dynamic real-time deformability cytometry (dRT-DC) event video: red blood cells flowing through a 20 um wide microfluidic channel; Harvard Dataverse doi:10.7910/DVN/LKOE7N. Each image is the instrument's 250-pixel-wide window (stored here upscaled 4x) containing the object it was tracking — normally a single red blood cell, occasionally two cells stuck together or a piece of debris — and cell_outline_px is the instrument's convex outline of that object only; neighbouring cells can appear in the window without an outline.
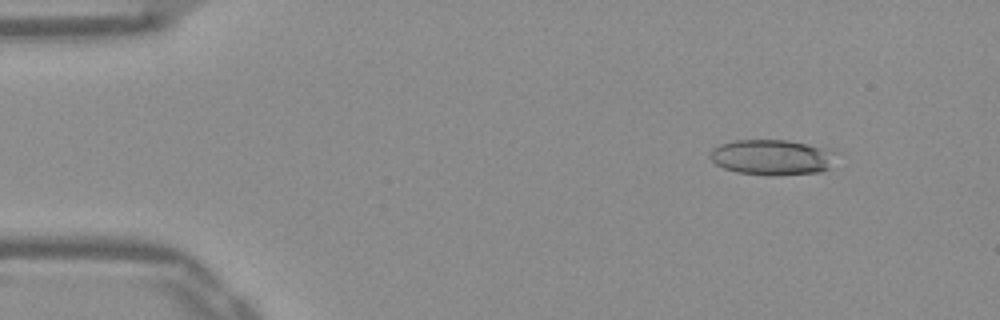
{"species": "Egyptian fruit bat (a non-hibernating species)", "species_latin": "Rousettus aegyptiacus", "temperature_condition": "warm", "stored_images_in_passage": 12, "camera_frame_rate_fps": 3000, "um_per_image_px": 0.085, "frame": {"image": 1, "passage_image": 6, "time_ms": 1.667, "image_size_px": [1000, 320], "cell_outline_px": [[840, 152], [828, 168], [820, 172], [768, 176], [736, 172], [724, 168], [716, 164], [708, 156], [712, 148], [720, 144], [736, 140], [788, 140], [808, 144]], "centroid_in_image_um": [65.63, 13.37], "position_along_channel_um": 19.4, "area_um2": 26.3}}